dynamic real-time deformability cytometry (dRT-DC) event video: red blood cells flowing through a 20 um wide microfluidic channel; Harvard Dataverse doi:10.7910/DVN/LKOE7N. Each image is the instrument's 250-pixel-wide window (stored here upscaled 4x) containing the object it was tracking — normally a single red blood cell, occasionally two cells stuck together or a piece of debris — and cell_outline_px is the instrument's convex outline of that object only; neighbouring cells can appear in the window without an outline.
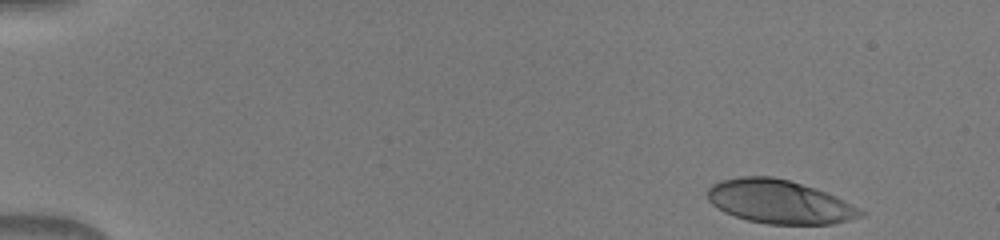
{"species": "human", "species_latin": "Homo sapiens", "temperature_condition": "warm", "stored_images_in_passage": 46, "camera_frame_rate_fps": 3000, "um_per_image_px": 0.085, "donor": {"sex": "male"}, "frame": {"image": 1, "passage_image": 1, "time_ms": 0.0, "image_size_px": [1000, 240], "cell_outline_px": [[868, 212], [864, 216], [832, 224], [768, 224], [748, 220], [724, 212], [716, 208], [708, 200], [708, 188], [712, 184], [720, 180], [740, 176], [772, 176], [788, 180], [816, 188], [836, 196]], "centroid_in_image_um": [66.26, 17.14], "position_along_channel_um": 18.7, "area_um2": 39.07}}
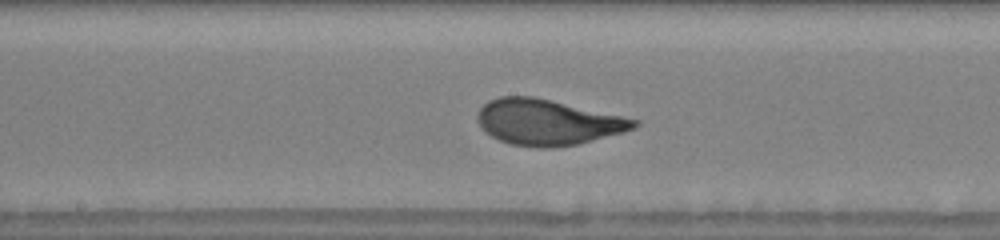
{"frame": {"image": 2, "passage_image": 24, "time_ms": 7.667, "image_size_px": [1000, 240], "cell_outline_px": [[640, 124], [636, 128], [624, 132], [576, 144], [552, 148], [540, 148], [512, 144], [500, 140], [492, 136], [480, 124], [476, 116], [480, 108], [488, 100], [500, 96], [532, 96], [640, 120]], "centroid_in_image_um": [46.56, 10.38], "position_along_channel_um": 201.6, "area_um2": 41.27}}
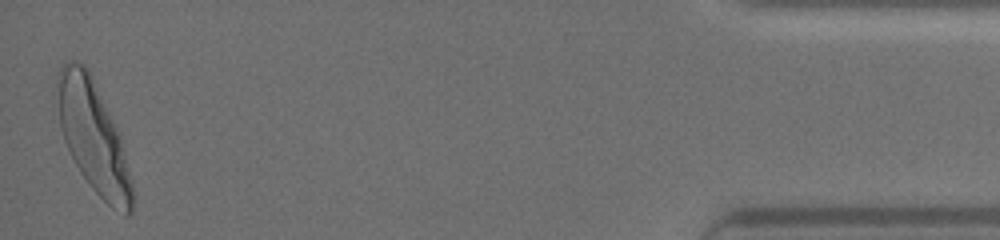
{"frame": {"image": 3, "passage_image": 46, "time_ms": 15.0, "image_size_px": [1000, 240], "cell_outline_px": [[132, 212], [128, 216], [112, 208], [88, 184], [80, 172], [64, 140], [60, 124], [56, 84], [56, 80], [60, 68], [68, 60], [76, 60], [84, 64], [88, 68], [120, 132], [132, 184]], "centroid_in_image_um": [7.93, 11.58], "position_along_channel_um": 427.3, "area_um2": 48.21}}